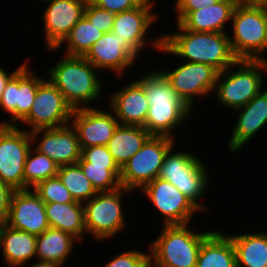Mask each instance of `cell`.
I'll use <instances>...</instances> for the list:
<instances>
[{
	"label": "cell",
	"mask_w": 267,
	"mask_h": 267,
	"mask_svg": "<svg viewBox=\"0 0 267 267\" xmlns=\"http://www.w3.org/2000/svg\"><path fill=\"white\" fill-rule=\"evenodd\" d=\"M140 56L141 53L128 40L120 39L111 31L104 33L83 57L97 70L111 71L120 79L122 75L125 77L126 70L136 67Z\"/></svg>",
	"instance_id": "2e32d148"
},
{
	"label": "cell",
	"mask_w": 267,
	"mask_h": 267,
	"mask_svg": "<svg viewBox=\"0 0 267 267\" xmlns=\"http://www.w3.org/2000/svg\"><path fill=\"white\" fill-rule=\"evenodd\" d=\"M107 101L119 124L138 126L145 124L150 106L143 86L136 79L111 92Z\"/></svg>",
	"instance_id": "7402d4cb"
},
{
	"label": "cell",
	"mask_w": 267,
	"mask_h": 267,
	"mask_svg": "<svg viewBox=\"0 0 267 267\" xmlns=\"http://www.w3.org/2000/svg\"><path fill=\"white\" fill-rule=\"evenodd\" d=\"M130 191L124 187L109 192H100L83 203L86 236H92L99 242L113 238L127 228L123 211L124 195Z\"/></svg>",
	"instance_id": "ba28073f"
},
{
	"label": "cell",
	"mask_w": 267,
	"mask_h": 267,
	"mask_svg": "<svg viewBox=\"0 0 267 267\" xmlns=\"http://www.w3.org/2000/svg\"><path fill=\"white\" fill-rule=\"evenodd\" d=\"M30 134L32 146L47 155L59 167L77 164L81 158L82 149L71 123L57 128L37 129Z\"/></svg>",
	"instance_id": "e0dca14e"
},
{
	"label": "cell",
	"mask_w": 267,
	"mask_h": 267,
	"mask_svg": "<svg viewBox=\"0 0 267 267\" xmlns=\"http://www.w3.org/2000/svg\"><path fill=\"white\" fill-rule=\"evenodd\" d=\"M21 127L0 124V180L14 191L24 190V165L33 144Z\"/></svg>",
	"instance_id": "30bf717a"
},
{
	"label": "cell",
	"mask_w": 267,
	"mask_h": 267,
	"mask_svg": "<svg viewBox=\"0 0 267 267\" xmlns=\"http://www.w3.org/2000/svg\"><path fill=\"white\" fill-rule=\"evenodd\" d=\"M84 16L103 33H110L112 31L115 14L99 8L90 0L86 3Z\"/></svg>",
	"instance_id": "d590c367"
},
{
	"label": "cell",
	"mask_w": 267,
	"mask_h": 267,
	"mask_svg": "<svg viewBox=\"0 0 267 267\" xmlns=\"http://www.w3.org/2000/svg\"><path fill=\"white\" fill-rule=\"evenodd\" d=\"M159 70L192 110L196 98L213 95L218 71L208 64L182 61L175 69Z\"/></svg>",
	"instance_id": "4fadbf2b"
},
{
	"label": "cell",
	"mask_w": 267,
	"mask_h": 267,
	"mask_svg": "<svg viewBox=\"0 0 267 267\" xmlns=\"http://www.w3.org/2000/svg\"><path fill=\"white\" fill-rule=\"evenodd\" d=\"M175 145V138L151 135L122 166L121 186L134 192L142 190L159 176L165 155Z\"/></svg>",
	"instance_id": "9c48e42d"
},
{
	"label": "cell",
	"mask_w": 267,
	"mask_h": 267,
	"mask_svg": "<svg viewBox=\"0 0 267 267\" xmlns=\"http://www.w3.org/2000/svg\"><path fill=\"white\" fill-rule=\"evenodd\" d=\"M234 246L237 267H267V232L227 234Z\"/></svg>",
	"instance_id": "4316f807"
},
{
	"label": "cell",
	"mask_w": 267,
	"mask_h": 267,
	"mask_svg": "<svg viewBox=\"0 0 267 267\" xmlns=\"http://www.w3.org/2000/svg\"><path fill=\"white\" fill-rule=\"evenodd\" d=\"M191 224L163 225L147 246L150 267H196L202 242L214 231H194Z\"/></svg>",
	"instance_id": "277c9868"
},
{
	"label": "cell",
	"mask_w": 267,
	"mask_h": 267,
	"mask_svg": "<svg viewBox=\"0 0 267 267\" xmlns=\"http://www.w3.org/2000/svg\"><path fill=\"white\" fill-rule=\"evenodd\" d=\"M46 72L72 109L89 108L102 96L100 73L83 56L62 55ZM99 71V72H97ZM91 104V105H90ZM90 105V106H89Z\"/></svg>",
	"instance_id": "3957f363"
},
{
	"label": "cell",
	"mask_w": 267,
	"mask_h": 267,
	"mask_svg": "<svg viewBox=\"0 0 267 267\" xmlns=\"http://www.w3.org/2000/svg\"><path fill=\"white\" fill-rule=\"evenodd\" d=\"M80 241L71 234L49 227L36 239V259L64 265L77 243Z\"/></svg>",
	"instance_id": "d4e9b609"
},
{
	"label": "cell",
	"mask_w": 267,
	"mask_h": 267,
	"mask_svg": "<svg viewBox=\"0 0 267 267\" xmlns=\"http://www.w3.org/2000/svg\"><path fill=\"white\" fill-rule=\"evenodd\" d=\"M23 64H20L14 71H12L10 74L6 71V69L2 68L0 64V97L6 87V84L8 81L27 63L26 61L22 62Z\"/></svg>",
	"instance_id": "60d3db41"
},
{
	"label": "cell",
	"mask_w": 267,
	"mask_h": 267,
	"mask_svg": "<svg viewBox=\"0 0 267 267\" xmlns=\"http://www.w3.org/2000/svg\"><path fill=\"white\" fill-rule=\"evenodd\" d=\"M26 60L27 63L8 81L0 97L1 112L10 116V121H0L1 125H21L32 108L39 84L45 79L30 70V61Z\"/></svg>",
	"instance_id": "9a60e30c"
},
{
	"label": "cell",
	"mask_w": 267,
	"mask_h": 267,
	"mask_svg": "<svg viewBox=\"0 0 267 267\" xmlns=\"http://www.w3.org/2000/svg\"><path fill=\"white\" fill-rule=\"evenodd\" d=\"M236 4L241 5H264L267 6V0H234Z\"/></svg>",
	"instance_id": "b9f144b4"
},
{
	"label": "cell",
	"mask_w": 267,
	"mask_h": 267,
	"mask_svg": "<svg viewBox=\"0 0 267 267\" xmlns=\"http://www.w3.org/2000/svg\"><path fill=\"white\" fill-rule=\"evenodd\" d=\"M72 112L63 94L46 78L39 84L32 108L21 123L28 132L57 128L70 123Z\"/></svg>",
	"instance_id": "7c38bea8"
},
{
	"label": "cell",
	"mask_w": 267,
	"mask_h": 267,
	"mask_svg": "<svg viewBox=\"0 0 267 267\" xmlns=\"http://www.w3.org/2000/svg\"><path fill=\"white\" fill-rule=\"evenodd\" d=\"M174 147L165 155L158 177L173 184L204 213L210 208L200 200L210 188L209 171L194 153L174 151Z\"/></svg>",
	"instance_id": "8992f818"
},
{
	"label": "cell",
	"mask_w": 267,
	"mask_h": 267,
	"mask_svg": "<svg viewBox=\"0 0 267 267\" xmlns=\"http://www.w3.org/2000/svg\"><path fill=\"white\" fill-rule=\"evenodd\" d=\"M102 267H150V252L143 250H123Z\"/></svg>",
	"instance_id": "e575fe53"
},
{
	"label": "cell",
	"mask_w": 267,
	"mask_h": 267,
	"mask_svg": "<svg viewBox=\"0 0 267 267\" xmlns=\"http://www.w3.org/2000/svg\"><path fill=\"white\" fill-rule=\"evenodd\" d=\"M101 109L97 106L73 110L70 123L77 132L81 149L106 146L118 127L119 121L113 111L110 108Z\"/></svg>",
	"instance_id": "ac0fdd59"
},
{
	"label": "cell",
	"mask_w": 267,
	"mask_h": 267,
	"mask_svg": "<svg viewBox=\"0 0 267 267\" xmlns=\"http://www.w3.org/2000/svg\"><path fill=\"white\" fill-rule=\"evenodd\" d=\"M57 176L76 202L85 203L97 194L78 164L60 166Z\"/></svg>",
	"instance_id": "1f68e13d"
},
{
	"label": "cell",
	"mask_w": 267,
	"mask_h": 267,
	"mask_svg": "<svg viewBox=\"0 0 267 267\" xmlns=\"http://www.w3.org/2000/svg\"><path fill=\"white\" fill-rule=\"evenodd\" d=\"M32 189L44 203H76L58 176L45 179Z\"/></svg>",
	"instance_id": "836d02e7"
},
{
	"label": "cell",
	"mask_w": 267,
	"mask_h": 267,
	"mask_svg": "<svg viewBox=\"0 0 267 267\" xmlns=\"http://www.w3.org/2000/svg\"><path fill=\"white\" fill-rule=\"evenodd\" d=\"M5 224L14 229L39 236L49 228L45 203L33 189L14 191Z\"/></svg>",
	"instance_id": "ffe728a7"
},
{
	"label": "cell",
	"mask_w": 267,
	"mask_h": 267,
	"mask_svg": "<svg viewBox=\"0 0 267 267\" xmlns=\"http://www.w3.org/2000/svg\"><path fill=\"white\" fill-rule=\"evenodd\" d=\"M236 5L234 0H221L209 7L188 12L178 24L194 32L227 33L226 25H231Z\"/></svg>",
	"instance_id": "603a6c76"
},
{
	"label": "cell",
	"mask_w": 267,
	"mask_h": 267,
	"mask_svg": "<svg viewBox=\"0 0 267 267\" xmlns=\"http://www.w3.org/2000/svg\"><path fill=\"white\" fill-rule=\"evenodd\" d=\"M231 28L230 45L238 60H258L263 56L267 46V6L237 4Z\"/></svg>",
	"instance_id": "52a82bcc"
},
{
	"label": "cell",
	"mask_w": 267,
	"mask_h": 267,
	"mask_svg": "<svg viewBox=\"0 0 267 267\" xmlns=\"http://www.w3.org/2000/svg\"><path fill=\"white\" fill-rule=\"evenodd\" d=\"M150 136L143 126L119 124L106 146L115 162L122 168Z\"/></svg>",
	"instance_id": "f1b7e54d"
},
{
	"label": "cell",
	"mask_w": 267,
	"mask_h": 267,
	"mask_svg": "<svg viewBox=\"0 0 267 267\" xmlns=\"http://www.w3.org/2000/svg\"><path fill=\"white\" fill-rule=\"evenodd\" d=\"M267 51V46L265 48L264 54L263 56H261L258 61H260L266 68H267V57H265L264 55L266 54Z\"/></svg>",
	"instance_id": "ee69618b"
},
{
	"label": "cell",
	"mask_w": 267,
	"mask_h": 267,
	"mask_svg": "<svg viewBox=\"0 0 267 267\" xmlns=\"http://www.w3.org/2000/svg\"><path fill=\"white\" fill-rule=\"evenodd\" d=\"M45 212L49 227L71 234L80 243L86 239L83 203H45Z\"/></svg>",
	"instance_id": "484cf974"
},
{
	"label": "cell",
	"mask_w": 267,
	"mask_h": 267,
	"mask_svg": "<svg viewBox=\"0 0 267 267\" xmlns=\"http://www.w3.org/2000/svg\"><path fill=\"white\" fill-rule=\"evenodd\" d=\"M48 2V3H47ZM88 0H46L42 12L45 47L56 48L83 17Z\"/></svg>",
	"instance_id": "d6986e66"
},
{
	"label": "cell",
	"mask_w": 267,
	"mask_h": 267,
	"mask_svg": "<svg viewBox=\"0 0 267 267\" xmlns=\"http://www.w3.org/2000/svg\"><path fill=\"white\" fill-rule=\"evenodd\" d=\"M237 120L233 123L228 152L232 154L243 149L249 140L267 128V89H262L248 104L234 110Z\"/></svg>",
	"instance_id": "44dd1931"
},
{
	"label": "cell",
	"mask_w": 267,
	"mask_h": 267,
	"mask_svg": "<svg viewBox=\"0 0 267 267\" xmlns=\"http://www.w3.org/2000/svg\"><path fill=\"white\" fill-rule=\"evenodd\" d=\"M145 72L136 79L143 86L150 106L143 127L151 135L175 138L174 131L185 125L193 110L174 91L159 68Z\"/></svg>",
	"instance_id": "6da1fadb"
},
{
	"label": "cell",
	"mask_w": 267,
	"mask_h": 267,
	"mask_svg": "<svg viewBox=\"0 0 267 267\" xmlns=\"http://www.w3.org/2000/svg\"><path fill=\"white\" fill-rule=\"evenodd\" d=\"M37 236L0 225V248L3 261L9 267H24L36 258Z\"/></svg>",
	"instance_id": "cb8c5ba5"
},
{
	"label": "cell",
	"mask_w": 267,
	"mask_h": 267,
	"mask_svg": "<svg viewBox=\"0 0 267 267\" xmlns=\"http://www.w3.org/2000/svg\"><path fill=\"white\" fill-rule=\"evenodd\" d=\"M99 8L117 14L140 6L145 0H90Z\"/></svg>",
	"instance_id": "74e56055"
},
{
	"label": "cell",
	"mask_w": 267,
	"mask_h": 267,
	"mask_svg": "<svg viewBox=\"0 0 267 267\" xmlns=\"http://www.w3.org/2000/svg\"><path fill=\"white\" fill-rule=\"evenodd\" d=\"M264 75L267 78V68L260 61L237 60L226 70L218 72L213 91L216 101L234 112L266 88Z\"/></svg>",
	"instance_id": "5b68a950"
},
{
	"label": "cell",
	"mask_w": 267,
	"mask_h": 267,
	"mask_svg": "<svg viewBox=\"0 0 267 267\" xmlns=\"http://www.w3.org/2000/svg\"><path fill=\"white\" fill-rule=\"evenodd\" d=\"M97 193L116 190L121 186L119 166H90L89 162H77Z\"/></svg>",
	"instance_id": "d6a6232c"
},
{
	"label": "cell",
	"mask_w": 267,
	"mask_h": 267,
	"mask_svg": "<svg viewBox=\"0 0 267 267\" xmlns=\"http://www.w3.org/2000/svg\"><path fill=\"white\" fill-rule=\"evenodd\" d=\"M177 32L162 34L159 53L186 59L183 61L208 64L218 72L237 62L228 33L194 32L183 29L176 23Z\"/></svg>",
	"instance_id": "7a4b0ae2"
},
{
	"label": "cell",
	"mask_w": 267,
	"mask_h": 267,
	"mask_svg": "<svg viewBox=\"0 0 267 267\" xmlns=\"http://www.w3.org/2000/svg\"><path fill=\"white\" fill-rule=\"evenodd\" d=\"M157 0H145L140 6L115 14L112 32L122 40H128L140 53L147 46L159 52L162 47V34L148 38L152 34L151 27L158 21L160 13H155ZM157 20V21H156ZM147 45V46H146Z\"/></svg>",
	"instance_id": "8fae6325"
},
{
	"label": "cell",
	"mask_w": 267,
	"mask_h": 267,
	"mask_svg": "<svg viewBox=\"0 0 267 267\" xmlns=\"http://www.w3.org/2000/svg\"><path fill=\"white\" fill-rule=\"evenodd\" d=\"M143 196L162 214L163 225H183L202 212L188 197L169 181L157 177L142 190Z\"/></svg>",
	"instance_id": "5bb4252c"
},
{
	"label": "cell",
	"mask_w": 267,
	"mask_h": 267,
	"mask_svg": "<svg viewBox=\"0 0 267 267\" xmlns=\"http://www.w3.org/2000/svg\"><path fill=\"white\" fill-rule=\"evenodd\" d=\"M58 168L53 160L32 146L24 165V190L32 189L41 181L57 176Z\"/></svg>",
	"instance_id": "4dcf8cb0"
},
{
	"label": "cell",
	"mask_w": 267,
	"mask_h": 267,
	"mask_svg": "<svg viewBox=\"0 0 267 267\" xmlns=\"http://www.w3.org/2000/svg\"><path fill=\"white\" fill-rule=\"evenodd\" d=\"M196 267H237L232 241L220 228L202 242Z\"/></svg>",
	"instance_id": "83f0119b"
},
{
	"label": "cell",
	"mask_w": 267,
	"mask_h": 267,
	"mask_svg": "<svg viewBox=\"0 0 267 267\" xmlns=\"http://www.w3.org/2000/svg\"><path fill=\"white\" fill-rule=\"evenodd\" d=\"M78 162H89L90 166H118L107 146H90L82 149Z\"/></svg>",
	"instance_id": "8d00e7d4"
},
{
	"label": "cell",
	"mask_w": 267,
	"mask_h": 267,
	"mask_svg": "<svg viewBox=\"0 0 267 267\" xmlns=\"http://www.w3.org/2000/svg\"><path fill=\"white\" fill-rule=\"evenodd\" d=\"M30 266L26 265L24 267H62V265L52 262H40V261H34L29 263Z\"/></svg>",
	"instance_id": "7bdbcfd3"
},
{
	"label": "cell",
	"mask_w": 267,
	"mask_h": 267,
	"mask_svg": "<svg viewBox=\"0 0 267 267\" xmlns=\"http://www.w3.org/2000/svg\"><path fill=\"white\" fill-rule=\"evenodd\" d=\"M104 33L83 15V17L72 27L70 33L56 47L48 49V52H59L63 46V52L69 56H84L91 46L97 42ZM64 44V45H63ZM66 44V45H65Z\"/></svg>",
	"instance_id": "f546056e"
},
{
	"label": "cell",
	"mask_w": 267,
	"mask_h": 267,
	"mask_svg": "<svg viewBox=\"0 0 267 267\" xmlns=\"http://www.w3.org/2000/svg\"><path fill=\"white\" fill-rule=\"evenodd\" d=\"M221 0H175V23H178L188 12L209 7Z\"/></svg>",
	"instance_id": "f35d334b"
},
{
	"label": "cell",
	"mask_w": 267,
	"mask_h": 267,
	"mask_svg": "<svg viewBox=\"0 0 267 267\" xmlns=\"http://www.w3.org/2000/svg\"><path fill=\"white\" fill-rule=\"evenodd\" d=\"M13 192L14 190L10 186L0 180V225L7 220Z\"/></svg>",
	"instance_id": "ab89813d"
}]
</instances>
